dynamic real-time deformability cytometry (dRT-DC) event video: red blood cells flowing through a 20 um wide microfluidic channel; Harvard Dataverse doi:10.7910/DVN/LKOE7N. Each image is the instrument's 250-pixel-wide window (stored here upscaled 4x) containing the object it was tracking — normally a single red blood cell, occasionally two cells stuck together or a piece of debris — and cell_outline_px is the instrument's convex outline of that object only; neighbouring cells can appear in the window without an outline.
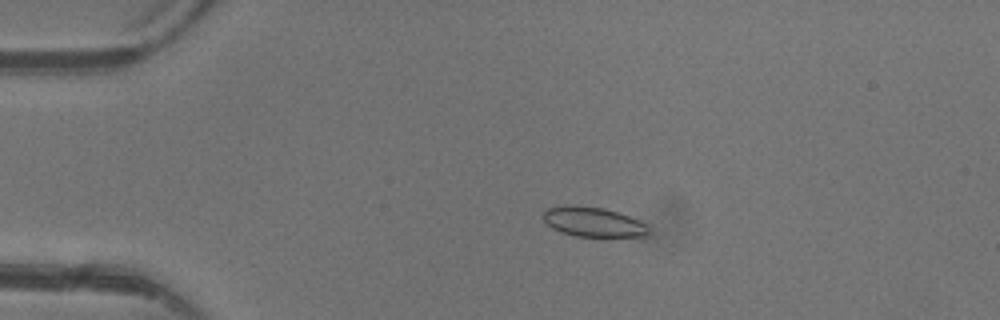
{"species": "common noctule bat (a hibernating species)", "species_latin": "Nyctalus noctula", "temperature_condition": "warm", "stored_images_in_passage": 4, "camera_frame_rate_fps": 3000, "um_per_image_px": 0.085, "animal": {"sex": "female"}, "frame": {"image": 1, "passage_image": 3, "time_ms": 3.0, "image_size_px": [1000, 320], "cell_outline_px": [[648, 232], [644, 236], [576, 236], [560, 232], [552, 228], [544, 220], [544, 212], [548, 208], [564, 204], [572, 204], [604, 208], [628, 216], [644, 224], [648, 228]], "centroid_in_image_um": [50.35, 18.85], "position_along_channel_um": 34.7, "area_um2": 17.98}}